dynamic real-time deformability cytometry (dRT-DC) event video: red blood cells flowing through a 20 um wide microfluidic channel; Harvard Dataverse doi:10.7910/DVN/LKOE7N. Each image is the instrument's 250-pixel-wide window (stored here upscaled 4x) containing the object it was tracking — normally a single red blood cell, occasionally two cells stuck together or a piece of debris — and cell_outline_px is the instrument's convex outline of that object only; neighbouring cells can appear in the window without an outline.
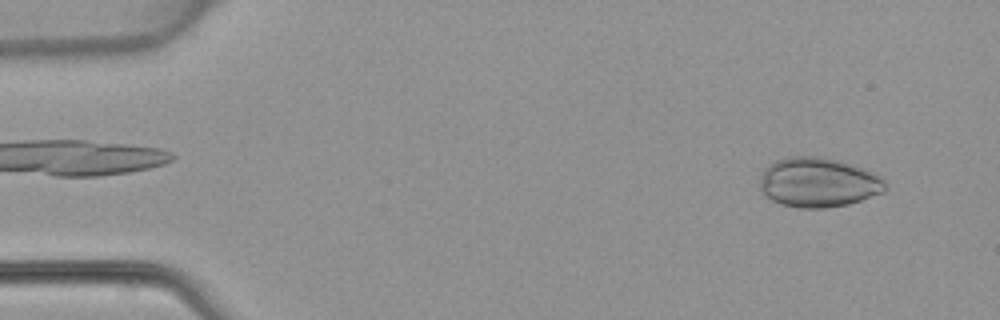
{"species": "common noctule bat (a hibernating species)", "species_latin": "Nyctalus noctula", "temperature_condition": "warm", "stored_images_in_passage": 46, "camera_frame_rate_fps": 3000, "um_per_image_px": 0.085, "animal": {"sex": "female", "body_mass_g": 22.7, "forearm_length_mm": 54.2}, "frame": {"image": 1, "passage_image": 3, "time_ms": 0.667, "image_size_px": [1000, 320], "cell_outline_px": [[884, 192], [848, 204], [824, 208], [800, 208], [780, 204], [764, 196], [760, 188], [760, 180], [764, 168], [768, 164], [784, 156], [820, 156], [836, 160], [864, 168], [880, 176], [884, 180]], "centroid_in_image_um": [69.5, 15.5], "position_along_channel_um": 15.5, "area_um2": 36.36}}
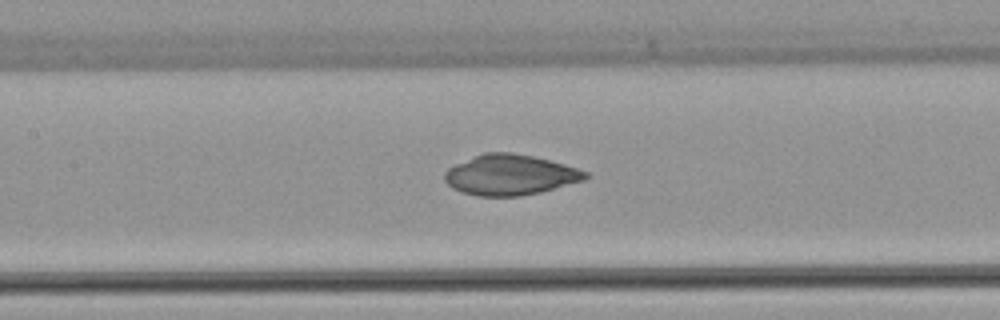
{"frame": {"image": 2, "passage_image": 21, "time_ms": 6.667, "image_size_px": [1000, 320], "cell_outline_px": [[592, 176], [584, 180], [540, 192], [520, 196], [476, 196], [452, 188], [444, 180], [444, 172], [448, 168], [456, 164], [484, 152], [512, 152], [532, 156], [564, 164], [588, 172]], "centroid_in_image_um": [43.36, 14.86], "position_along_channel_um": 164.0, "area_um2": 33.06}}
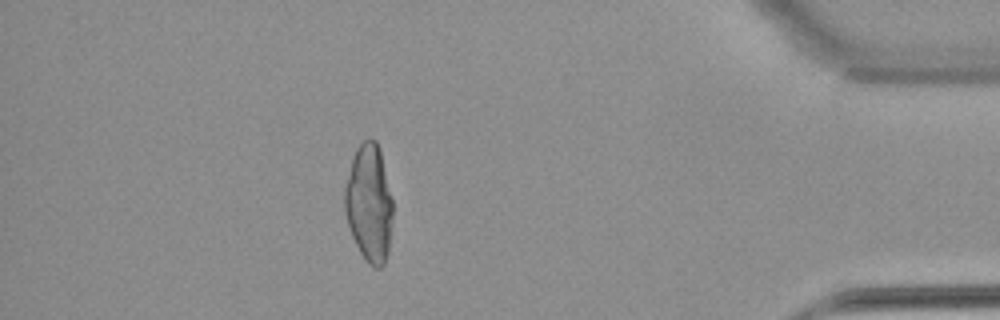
{"frame": {"image": 3, "passage_image": 41, "time_ms": 13.333, "image_size_px": [1000, 320], "cell_outline_px": [[392, 224], [388, 252], [384, 264], [380, 268], [372, 268], [368, 264], [360, 252], [352, 236], [344, 212], [344, 188], [352, 160], [356, 148], [364, 140], [376, 140], [380, 148], [392, 200]], "centroid_in_image_um": [31.37, 17.31], "position_along_channel_um": 403.8, "area_um2": 32.95}}